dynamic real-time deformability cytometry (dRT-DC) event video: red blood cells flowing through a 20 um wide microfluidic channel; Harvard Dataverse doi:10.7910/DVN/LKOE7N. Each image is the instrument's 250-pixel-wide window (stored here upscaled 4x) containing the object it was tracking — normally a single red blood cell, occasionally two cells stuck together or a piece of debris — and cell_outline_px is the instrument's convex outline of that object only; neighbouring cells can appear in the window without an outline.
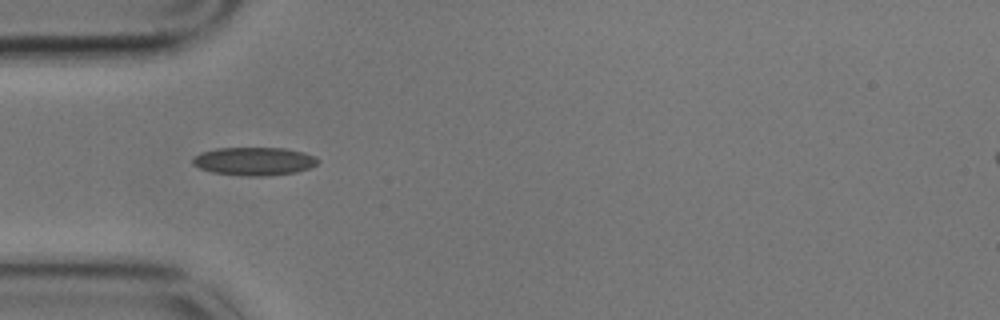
{"species": "common noctule bat (a hibernating species)", "species_latin": "Nyctalus noctula", "temperature_condition": "cold", "stored_images_in_passage": 41, "camera_frame_rate_fps": 3000, "um_per_image_px": 0.085, "animal": {"sex": "male", "body_mass_g": 17.9}, "frame": {"image": 1, "passage_image": 1, "time_ms": 0.0, "image_size_px": [1000, 320], "cell_outline_px": [[320, 160], [316, 164], [308, 168], [296, 172], [264, 176], [244, 176], [212, 172], [200, 168], [192, 164], [192, 160], [200, 152], [216, 148], [284, 148], [304, 152], [316, 156]], "centroid_in_image_um": [21.61, 13.7], "position_along_channel_um": 63.4, "area_um2": 20.58}}
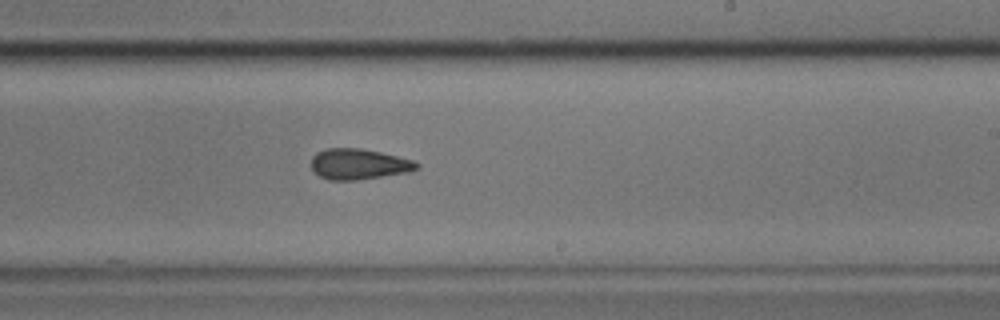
{"frame": {"image": 2, "passage_image": 18, "time_ms": 5.667, "image_size_px": [1000, 320], "cell_outline_px": [[420, 168], [408, 172], [356, 180], [328, 180], [320, 176], [312, 168], [312, 156], [316, 152], [328, 148], [360, 148], [380, 152], [412, 160], [420, 164]], "centroid_in_image_um": [30.49, 13.95], "position_along_channel_um": 258.5, "area_um2": 18.73}}
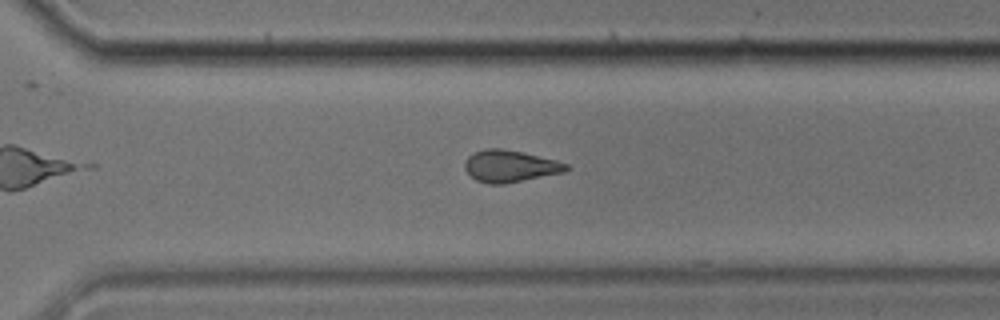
{"frame": {"image": 3, "passage_image": 24, "time_ms": 7.667, "image_size_px": [1000, 320], "cell_outline_px": [[572, 168], [564, 172], [504, 184], [488, 184], [476, 180], [464, 168], [464, 164], [468, 156], [472, 152], [484, 148], [500, 148], [524, 152], [556, 160], [568, 164]], "centroid_in_image_um": [43.35, 14.11], "position_along_channel_um": 327.2, "area_um2": 19.02}, "authors_computed_cell_mechanics": {"area_um2": 19.1896, "velocity_mm_per_s": 3.4513, "shape_relaxation_time_tau1_ms": null, "shape_relaxation_time_tau2_ms": 2.833, "deformation_change_tau1": null, "deformation_change_tau2": 0.0962}}